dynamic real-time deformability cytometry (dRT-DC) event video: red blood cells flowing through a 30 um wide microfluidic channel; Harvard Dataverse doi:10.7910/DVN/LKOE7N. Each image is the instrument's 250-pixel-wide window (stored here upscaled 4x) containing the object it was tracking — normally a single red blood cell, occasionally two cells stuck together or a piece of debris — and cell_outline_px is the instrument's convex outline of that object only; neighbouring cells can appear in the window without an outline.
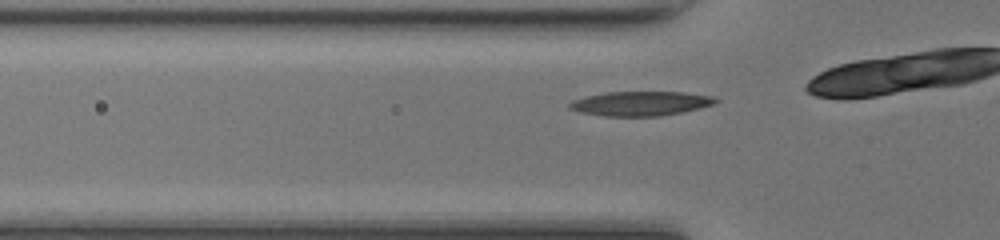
{"species": "common noctule bat (a hibernating species)", "species_latin": "Nyctalus noctula", "temperature_condition": "room temperature", "stored_images_in_passage": 24, "camera_frame_rate_fps": 3000, "um_per_image_px": 0.085, "animal": {"sex": "female", "body_mass_g": 17.0, "forearm_length_mm": 48.0}, "frame": {"image": 1, "passage_image": 2, "time_ms": 0.333, "image_size_px": [1000, 240], "cell_outline_px": [[720, 100], [716, 104], [684, 112], [660, 116], [604, 116], [580, 112], [568, 108], [568, 104], [572, 100], [584, 96], [608, 92], [684, 92], [712, 96]], "centroid_in_image_um": [54.46, 8.8], "position_along_channel_um": 71.3, "area_um2": 20.98}}
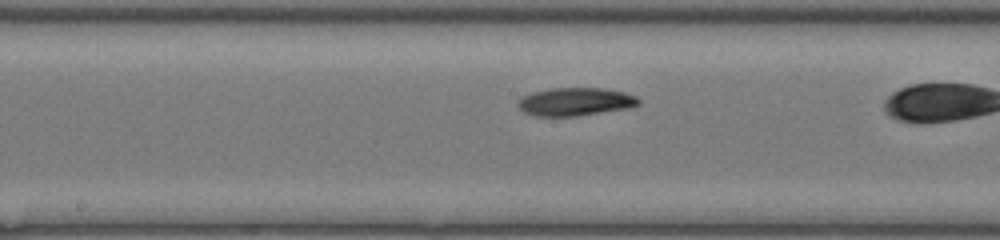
{"frame": {"image": 2, "passage_image": 11, "time_ms": 3.333, "image_size_px": [1000, 240], "cell_outline_px": [[640, 104], [632, 108], [576, 116], [536, 116], [524, 112], [516, 104], [524, 96], [532, 92], [552, 88], [604, 88], [624, 92], [636, 96], [640, 100]], "centroid_in_image_um": [48.95, 8.65], "position_along_channel_um": 199.2, "area_um2": 19.83}}
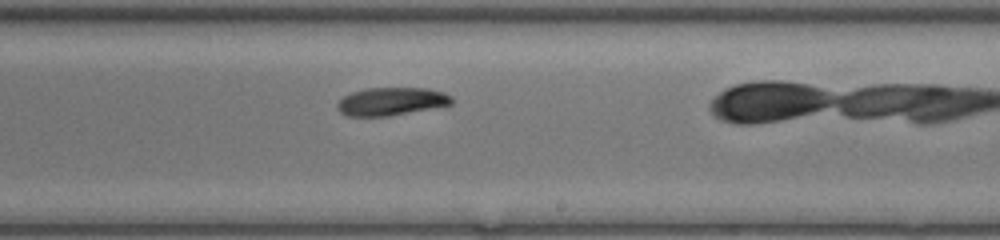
{"frame": {"image": 3, "passage_image": 15, "time_ms": 4.667, "image_size_px": [1000, 240], "cell_outline_px": [[452, 104], [388, 116], [348, 116], [340, 112], [336, 108], [336, 104], [344, 96], [352, 92], [364, 88], [428, 88], [444, 92], [452, 96]], "centroid_in_image_um": [33.24, 8.61], "position_along_channel_um": 255.8, "area_um2": 18.61}}